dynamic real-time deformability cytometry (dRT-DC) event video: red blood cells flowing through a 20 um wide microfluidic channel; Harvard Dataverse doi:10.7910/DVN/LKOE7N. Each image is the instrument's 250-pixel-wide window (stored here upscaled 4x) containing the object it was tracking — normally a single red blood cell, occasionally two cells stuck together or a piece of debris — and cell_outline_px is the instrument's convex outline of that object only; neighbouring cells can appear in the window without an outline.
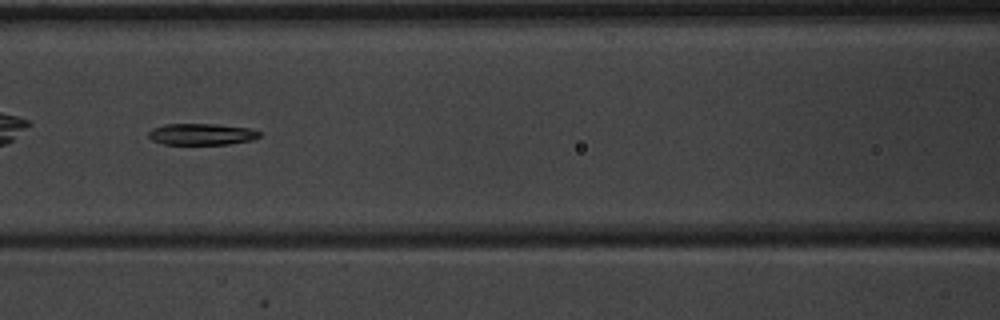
{"species": "common noctule bat (a hibernating species)", "species_latin": "Nyctalus noctula", "temperature_condition": "warm", "stored_images_in_passage": 35, "camera_frame_rate_fps": 3000, "um_per_image_px": 0.085, "animal": {"sex": "male", "body_mass_g": 20.1, "forearm_length_mm": 53.5}, "frame": {"image": 1, "passage_image": 7, "time_ms": 2.0, "image_size_px": [1000, 320], "cell_outline_px": [[260, 136], [252, 140], [228, 144], [164, 144], [152, 140], [148, 136], [148, 132], [152, 128], [164, 124], [216, 124], [248, 128], [260, 132]], "centroid_in_image_um": [17.1, 11.4], "position_along_channel_um": 149.5, "area_um2": 13.81}}
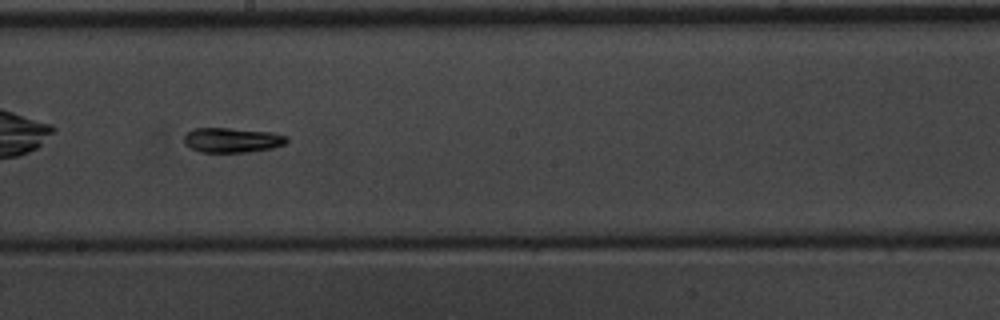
{"frame": {"image": 2, "passage_image": 13, "time_ms": 4.0, "image_size_px": [1000, 320], "cell_outline_px": [[288, 140], [284, 144], [272, 148], [248, 152], [200, 152], [184, 144], [184, 136], [192, 128], [228, 128], [272, 132], [288, 136]], "centroid_in_image_um": [19.73, 11.9], "position_along_channel_um": 228.5, "area_um2": 14.85}}
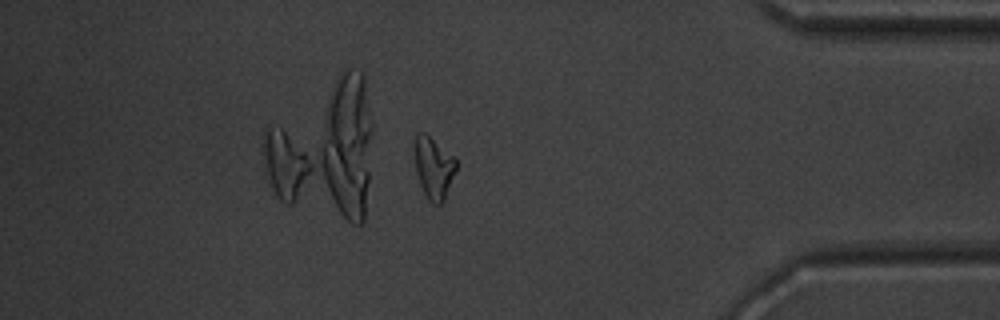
{"frame": {"image": 3, "passage_image": 28, "time_ms": 9.0, "image_size_px": [1000, 320], "cell_outline_px": [[456, 168], [444, 200], [440, 204], [432, 204], [428, 200], [420, 184], [416, 172], [412, 152], [416, 136], [420, 132], [424, 132], [456, 156]], "centroid_in_image_um": [36.83, 14.22], "position_along_channel_um": 398.4, "area_um2": 15.2}, "authors_computed_cell_mechanics": {"area_um2": 14.9124, "velocity_mm_per_s": 3.9625, "shape_relaxation_time_tau1_ms": 3.5357, "shape_relaxation_time_tau2_ms": null, "deformation_change_tau1": 0.1361, "deformation_change_tau2": null}}